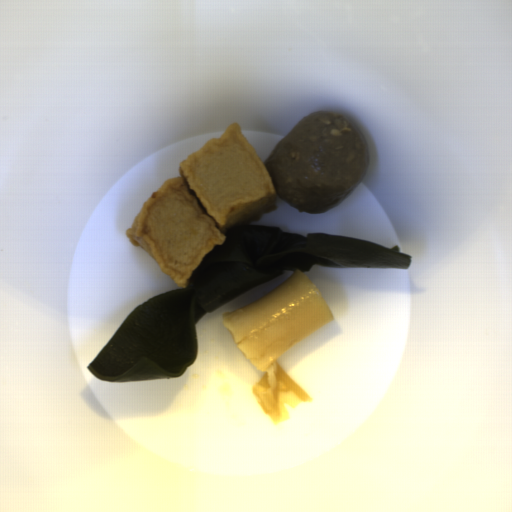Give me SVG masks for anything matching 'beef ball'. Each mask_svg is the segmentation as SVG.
<instances>
[{
  "mask_svg": "<svg viewBox=\"0 0 512 512\" xmlns=\"http://www.w3.org/2000/svg\"><path fill=\"white\" fill-rule=\"evenodd\" d=\"M369 162L360 130L349 118L327 110L300 120L262 164L278 198L300 212L322 214L354 190Z\"/></svg>",
  "mask_w": 512,
  "mask_h": 512,
  "instance_id": "1",
  "label": "beef ball"
}]
</instances>
